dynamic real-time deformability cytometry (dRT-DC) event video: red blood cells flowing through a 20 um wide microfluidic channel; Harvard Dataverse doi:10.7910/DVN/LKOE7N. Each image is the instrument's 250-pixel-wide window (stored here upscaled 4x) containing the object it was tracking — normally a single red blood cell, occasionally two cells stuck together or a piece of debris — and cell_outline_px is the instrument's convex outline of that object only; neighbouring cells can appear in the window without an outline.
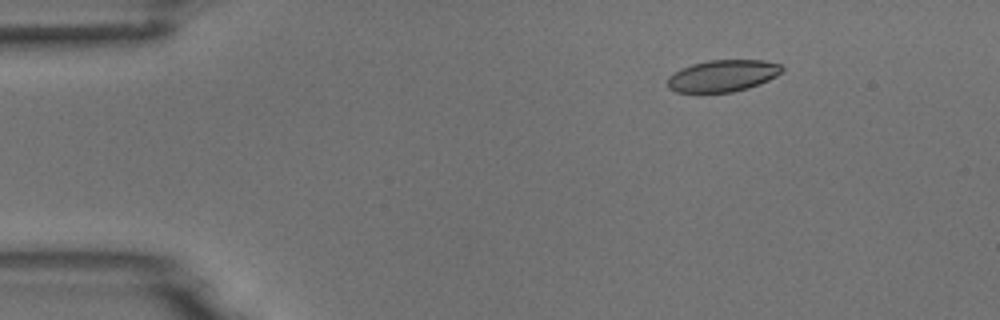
{"species": "common noctule bat (a hibernating species)", "species_latin": "Nyctalus noctula", "temperature_condition": "room temperature", "stored_images_in_passage": 6, "camera_frame_rate_fps": 3000, "um_per_image_px": 0.085, "animal": {"sex": "male", "body_mass_g": 18.8}, "frame": {"image": 1, "passage_image": 3, "time_ms": 2.333, "image_size_px": [1000, 320], "cell_outline_px": [[784, 72], [760, 84], [748, 88], [732, 92], [676, 92], [668, 88], [668, 76], [680, 68], [692, 64], [708, 60], [764, 60], [780, 64], [784, 68]], "centroid_in_image_um": [61.44, 6.43], "position_along_channel_um": 23.6, "area_um2": 21.33}}
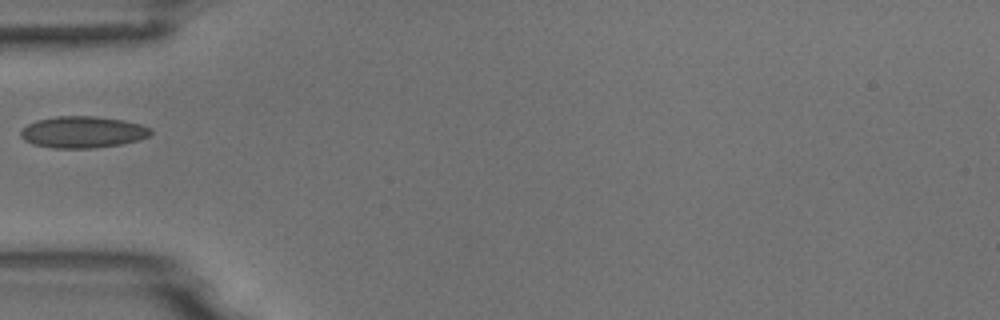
{"frame": {"image": 2, "passage_image": 6, "time_ms": 5.667, "image_size_px": [1000, 320], "cell_outline_px": [[152, 132], [148, 136], [140, 140], [120, 144], [92, 148], [52, 148], [32, 144], [24, 140], [20, 136], [20, 128], [36, 120], [56, 116], [96, 116], [124, 120], [140, 124], [152, 128]], "centroid_in_image_um": [7.01, 11.22], "position_along_channel_um": 78.0, "area_um2": 24.16}}